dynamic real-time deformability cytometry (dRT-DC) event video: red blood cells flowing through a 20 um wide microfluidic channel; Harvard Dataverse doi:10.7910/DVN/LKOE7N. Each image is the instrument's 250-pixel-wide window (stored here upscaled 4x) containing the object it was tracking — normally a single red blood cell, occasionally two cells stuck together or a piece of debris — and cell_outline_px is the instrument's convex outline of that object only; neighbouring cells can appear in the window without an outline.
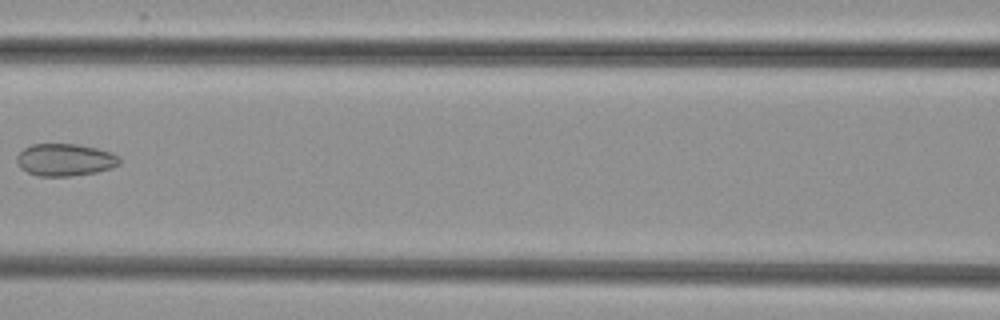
{"species": "common noctule bat (a hibernating species)", "species_latin": "Nyctalus noctula", "temperature_condition": "cold", "stored_images_in_passage": 6, "camera_frame_rate_fps": 3000, "um_per_image_px": 0.085, "animal": {"sex": "female", "body_mass_g": 29.2, "forearm_length_mm": 56.3}, "frame": {"image": 1, "passage_image": 5, "time_ms": 4.667, "image_size_px": [1000, 320], "cell_outline_px": [[120, 164], [112, 168], [96, 172], [68, 176], [36, 176], [20, 168], [16, 160], [16, 156], [24, 148], [32, 144], [76, 144], [96, 148], [112, 152], [120, 156]], "centroid_in_image_um": [5.53, 13.58], "position_along_channel_um": 161.1, "area_um2": 19.42}}
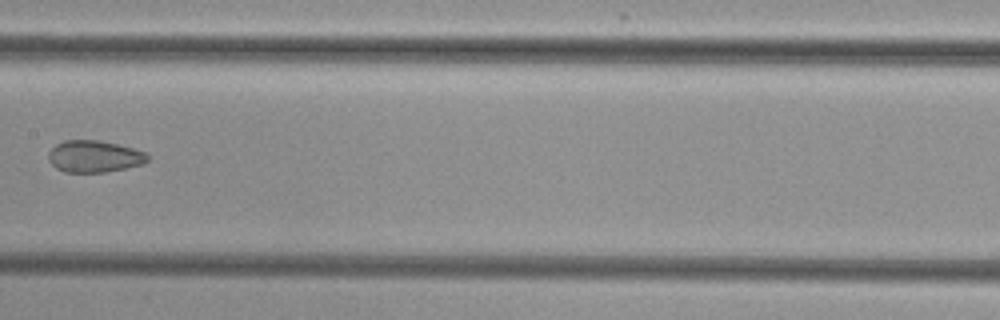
{"frame": {"image": 2, "passage_image": 6, "time_ms": 5.667, "image_size_px": [1000, 320], "cell_outline_px": [[148, 160], [140, 164], [128, 168], [104, 172], [64, 172], [56, 168], [48, 160], [48, 152], [56, 144], [64, 140], [100, 140], [132, 148], [144, 152], [148, 156]], "centroid_in_image_um": [7.97, 13.29], "position_along_channel_um": 199.4, "area_um2": 18.32}}